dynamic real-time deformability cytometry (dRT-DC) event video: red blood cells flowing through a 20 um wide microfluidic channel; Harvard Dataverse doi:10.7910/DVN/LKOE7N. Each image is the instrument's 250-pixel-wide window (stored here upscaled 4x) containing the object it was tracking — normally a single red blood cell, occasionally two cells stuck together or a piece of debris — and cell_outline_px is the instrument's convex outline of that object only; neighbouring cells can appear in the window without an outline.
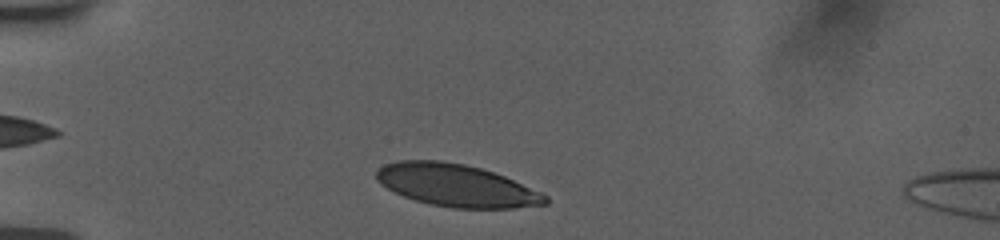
{"species": "human", "species_latin": "Homo sapiens", "temperature_condition": "room temperature", "stored_images_in_passage": 29, "camera_frame_rate_fps": 3000, "um_per_image_px": 0.085, "donor": {"sex": "female"}, "frame": {"image": 1, "passage_image": 6, "time_ms": 1.0, "image_size_px": [1000, 240], "cell_outline_px": [[548, 204], [512, 208], [452, 208], [432, 204], [416, 200], [404, 196], [380, 184], [376, 180], [376, 172], [380, 168], [388, 164], [404, 160], [436, 160], [460, 164], [480, 168], [504, 176], [540, 192], [548, 196]], "centroid_in_image_um": [38.81, 15.77], "position_along_channel_um": 46.2, "area_um2": 41.04}}
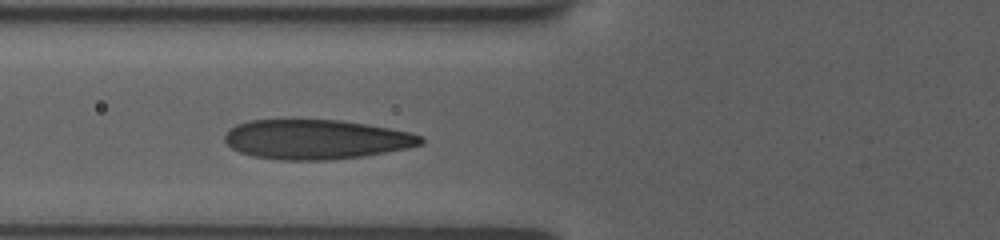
{"frame": {"image": 2, "passage_image": 20, "time_ms": 3.333, "image_size_px": [1000, 240], "cell_outline_px": [[424, 144], [364, 156], [328, 160], [280, 160], [252, 156], [240, 152], [232, 148], [224, 140], [224, 136], [236, 124], [248, 120], [336, 120], [364, 124], [388, 128], [408, 132], [420, 136], [424, 140]], "centroid_in_image_um": [26.83, 11.85], "position_along_channel_um": 99.0, "area_um2": 44.85}}
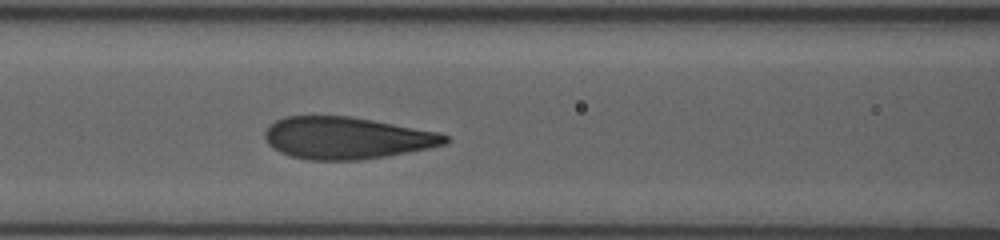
{"frame": {"image": 3, "passage_image": 26, "time_ms": 4.333, "image_size_px": [1000, 240], "cell_outline_px": [[448, 144], [388, 156], [360, 160], [304, 160], [288, 156], [280, 152], [268, 140], [268, 128], [276, 120], [288, 116], [348, 116], [436, 132], [448, 136]], "centroid_in_image_um": [29.5, 11.75], "position_along_channel_um": 137.1, "area_um2": 43.41}}